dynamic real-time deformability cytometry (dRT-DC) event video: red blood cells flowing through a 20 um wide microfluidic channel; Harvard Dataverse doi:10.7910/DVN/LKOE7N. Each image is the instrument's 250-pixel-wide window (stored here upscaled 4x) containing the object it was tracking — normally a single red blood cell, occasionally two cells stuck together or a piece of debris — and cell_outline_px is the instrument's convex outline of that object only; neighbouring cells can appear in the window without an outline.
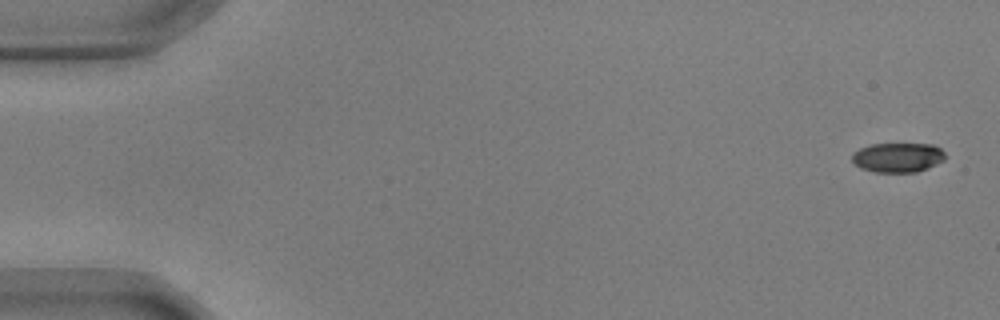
{"species": "common noctule bat (a hibernating species)", "species_latin": "Nyctalus noctula", "temperature_condition": "warm", "stored_images_in_passage": 55, "camera_frame_rate_fps": 3000, "um_per_image_px": 0.085, "animal": {"sex": "male", "body_mass_g": 17.9, "forearm_length_mm": 54.2}, "frame": {"image": 1, "passage_image": 1, "time_ms": 0.0, "image_size_px": [1000, 320], "cell_outline_px": [[944, 160], [928, 168], [916, 172], [876, 172], [860, 168], [852, 160], [852, 152], [860, 148], [872, 144], [932, 144], [940, 148], [944, 152]], "centroid_in_image_um": [76.3, 13.38], "position_along_channel_um": 8.7, "area_um2": 16.01}}
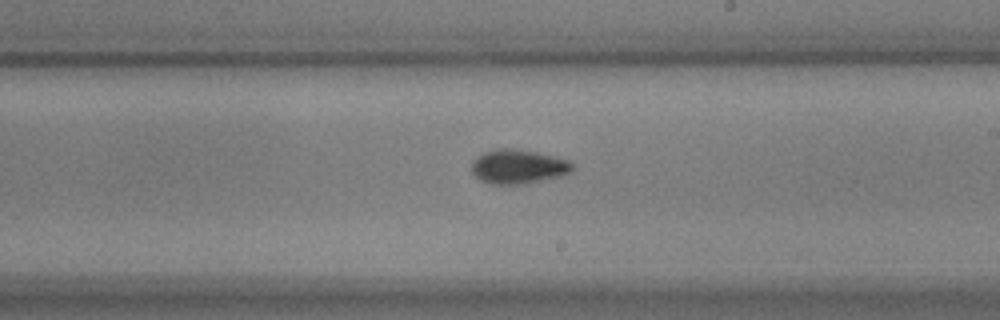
{"frame": {"image": 2, "passage_image": 32, "time_ms": 10.333, "image_size_px": [1000, 320], "cell_outline_px": [[572, 172], [564, 176], [524, 184], [488, 184], [480, 180], [472, 172], [472, 160], [476, 156], [484, 152], [496, 148], [512, 148], [536, 152], [568, 160], [572, 164]], "centroid_in_image_um": [44.03, 14.17], "position_along_channel_um": 245.0, "area_um2": 20.29}}
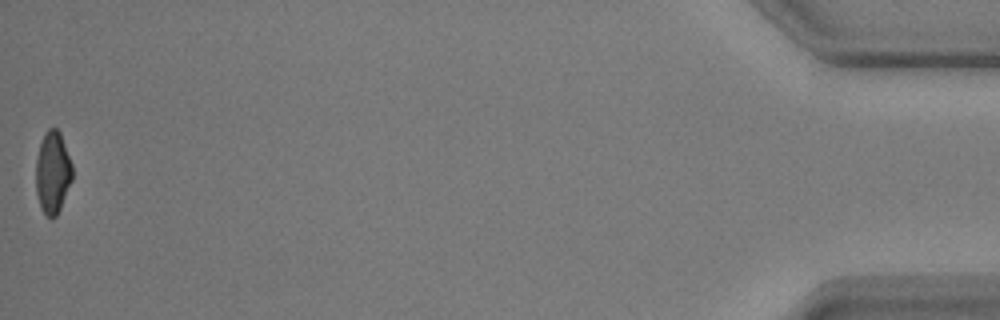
{"frame": {"image": 3, "passage_image": 55, "time_ms": 18.0, "image_size_px": [1000, 320], "cell_outline_px": [[72, 180], [60, 208], [56, 216], [52, 220], [40, 208], [36, 192], [36, 160], [40, 140], [44, 132], [48, 128], [56, 128], [60, 132], [72, 164]], "centroid_in_image_um": [4.46, 14.64], "position_along_channel_um": 430.7, "area_um2": 17.57}, "authors_computed_cell_mechanics": {"area_um2": 18.3226, "velocity_mm_per_s": 3.6374, "shape_relaxation_time_tau1_ms": 3.1289, "shape_relaxation_time_tau2_ms": 3.1107, "deformation_change_tau1": 0.1506, "deformation_change_tau2": 0.0875}}